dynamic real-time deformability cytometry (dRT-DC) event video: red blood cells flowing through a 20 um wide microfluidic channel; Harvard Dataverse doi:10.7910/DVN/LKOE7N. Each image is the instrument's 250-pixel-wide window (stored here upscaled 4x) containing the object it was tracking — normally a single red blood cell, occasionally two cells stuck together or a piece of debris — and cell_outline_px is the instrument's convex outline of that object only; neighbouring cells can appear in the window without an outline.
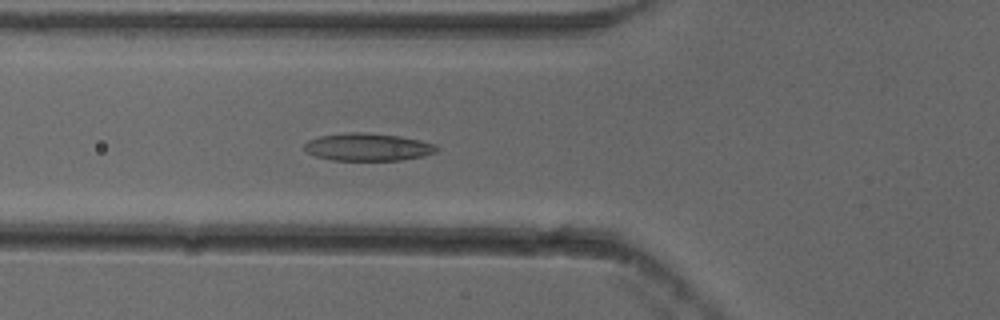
{"species": "common noctule bat (a hibernating species)", "species_latin": "Nyctalus noctula", "temperature_condition": "cold", "stored_images_in_passage": 52, "camera_frame_rate_fps": 3000, "um_per_image_px": 0.085, "animal": {"sex": "female"}, "frame": {"image": 1, "passage_image": 19, "time_ms": 6.0, "image_size_px": [1000, 320], "cell_outline_px": [[440, 148], [436, 152], [424, 156], [400, 160], [332, 160], [316, 156], [308, 152], [304, 148], [304, 144], [308, 140], [320, 136], [348, 132], [364, 132], [400, 136], [420, 140], [436, 144]], "centroid_in_image_um": [31.3, 12.49], "position_along_channel_um": 94.5, "area_um2": 21.33}}
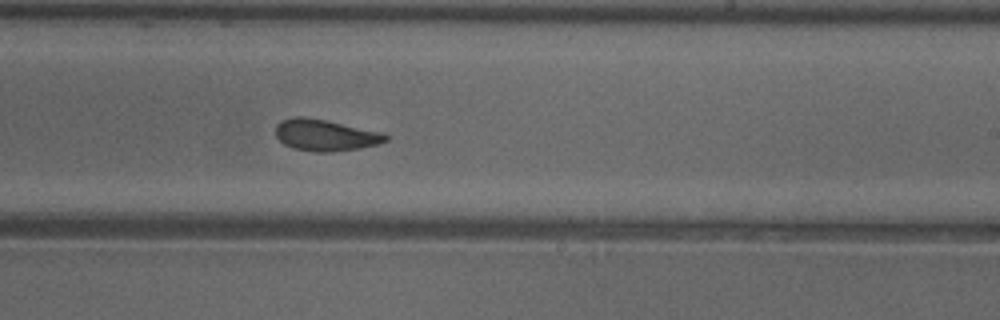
{"frame": {"image": 2, "passage_image": 32, "time_ms": 10.333, "image_size_px": [1000, 320], "cell_outline_px": [[388, 140], [376, 144], [360, 148], [332, 152], [316, 152], [292, 148], [284, 144], [276, 136], [276, 124], [280, 120], [296, 116], [304, 116], [384, 132], [388, 136]], "centroid_in_image_um": [27.64, 11.48], "position_along_channel_um": 261.4, "area_um2": 20.23}}
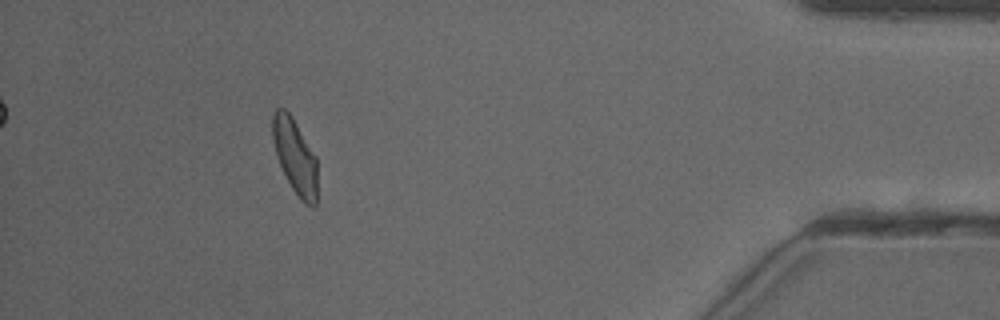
{"frame": {"image": 3, "passage_image": 48, "time_ms": 15.667, "image_size_px": [1000, 320], "cell_outline_px": [[316, 208], [312, 208], [304, 204], [300, 200], [292, 188], [276, 156], [272, 136], [272, 116], [276, 108], [284, 108], [292, 116], [316, 156]], "centroid_in_image_um": [25.08, 13.3], "position_along_channel_um": 410.1, "area_um2": 19.54}}